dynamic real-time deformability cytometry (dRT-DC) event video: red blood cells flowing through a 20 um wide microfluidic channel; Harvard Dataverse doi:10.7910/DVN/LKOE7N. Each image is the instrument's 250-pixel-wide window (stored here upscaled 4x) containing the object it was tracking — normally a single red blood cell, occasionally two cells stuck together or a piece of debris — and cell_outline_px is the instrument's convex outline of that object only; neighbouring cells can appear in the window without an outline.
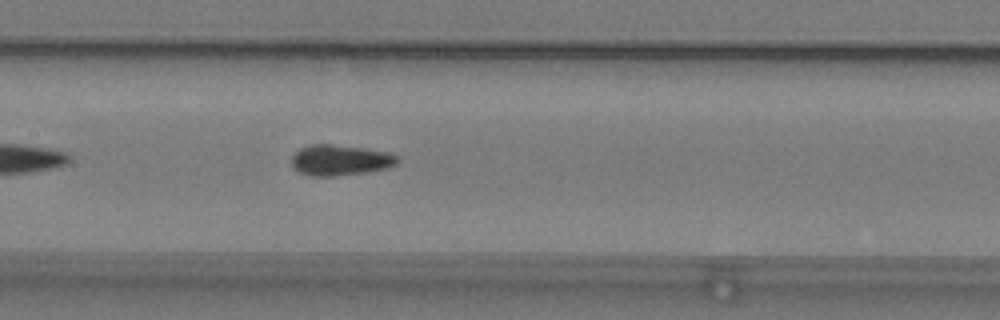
{"species": "common noctule bat (a hibernating species)", "species_latin": "Nyctalus noctula", "temperature_condition": "warm", "stored_images_in_passage": 40, "camera_frame_rate_fps": 3000, "um_per_image_px": 0.085, "animal": {"sex": "male", "body_mass_g": 19.2, "forearm_length_mm": 51.8}, "frame": {"image": 1, "passage_image": 12, "time_ms": 3.667, "image_size_px": [1000, 320], "cell_outline_px": [[400, 160], [396, 164], [388, 168], [368, 172], [336, 176], [312, 176], [300, 172], [292, 168], [292, 156], [300, 148], [312, 144], [332, 144], [364, 148], [388, 152], [400, 156]], "centroid_in_image_um": [28.95, 13.61], "position_along_channel_um": 178.5, "area_um2": 19.13}}
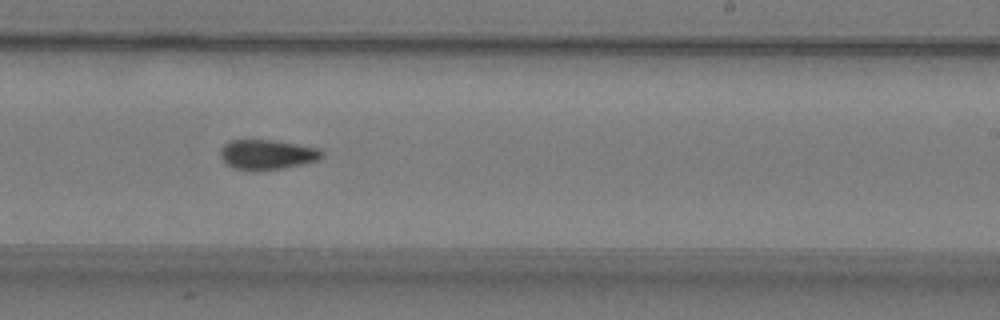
{"frame": {"image": 2, "passage_image": 19, "time_ms": 6.0, "image_size_px": [1000, 320], "cell_outline_px": [[324, 156], [316, 160], [300, 164], [280, 168], [252, 172], [236, 168], [228, 164], [220, 156], [220, 148], [224, 144], [232, 140], [276, 140], [316, 148], [324, 152]], "centroid_in_image_um": [22.67, 13.13], "position_along_channel_um": 266.3, "area_um2": 17.51}}
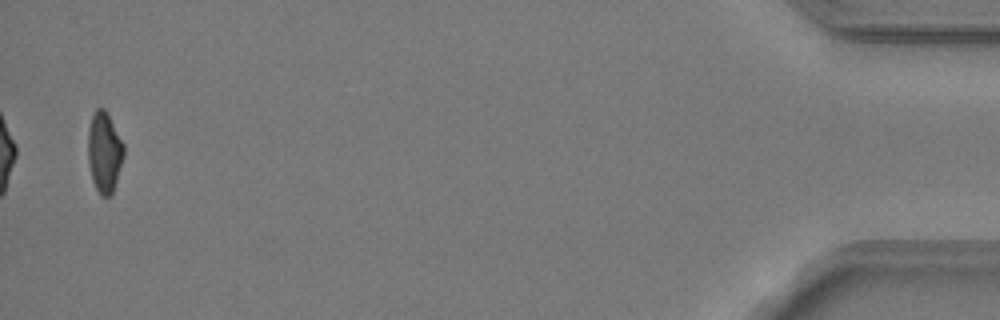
{"frame": {"image": 3, "passage_image": 39, "time_ms": 12.667, "image_size_px": [1000, 320], "cell_outline_px": [[124, 156], [112, 196], [100, 196], [92, 180], [88, 160], [88, 128], [92, 116], [96, 108], [104, 108], [108, 112], [124, 144]], "centroid_in_image_um": [8.88, 12.93], "position_along_channel_um": 426.3, "area_um2": 17.05}, "authors_computed_cell_mechanics": {"area_um2": 17.6579, "velocity_mm_per_s": 3.7837, "shape_relaxation_time_tau1_ms": 9.6092, "shape_relaxation_time_tau2_ms": 3.319, "deformation_change_tau1": 0.2021, "deformation_change_tau2": 0.0953}}